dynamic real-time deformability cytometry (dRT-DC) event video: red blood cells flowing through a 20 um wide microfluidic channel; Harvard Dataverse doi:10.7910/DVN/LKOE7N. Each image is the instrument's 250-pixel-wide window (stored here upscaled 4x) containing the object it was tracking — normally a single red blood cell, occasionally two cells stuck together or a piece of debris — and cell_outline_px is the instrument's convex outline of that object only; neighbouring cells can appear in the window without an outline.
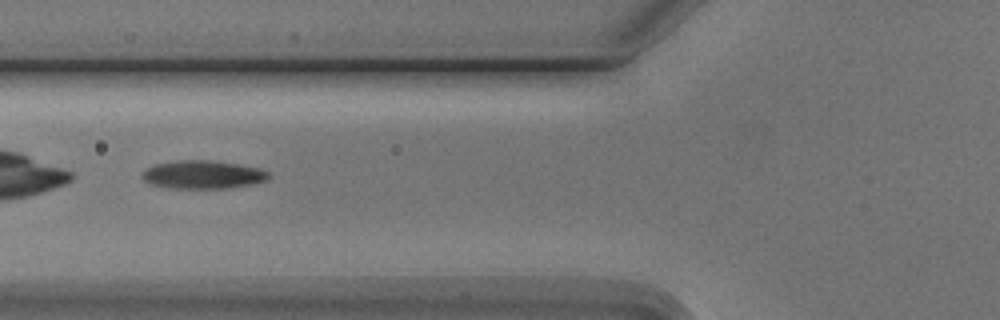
{"species": "Egyptian fruit bat (a non-hibernating species)", "species_latin": "Rousettus aegyptiacus", "temperature_condition": "cold", "stored_images_in_passage": 8, "camera_frame_rate_fps": 3000, "um_per_image_px": 0.085, "animal": {"sex": "male"}, "frame": {"image": 1, "passage_image": 5, "time_ms": 5.667, "image_size_px": [1000, 320], "cell_outline_px": [[272, 176], [268, 180], [252, 184], [228, 188], [168, 188], [148, 184], [140, 176], [144, 168], [156, 164], [180, 160], [212, 160], [240, 164], [260, 168], [268, 172]], "centroid_in_image_um": [17.24, 14.84], "position_along_channel_um": 108.6, "area_um2": 21.15}}
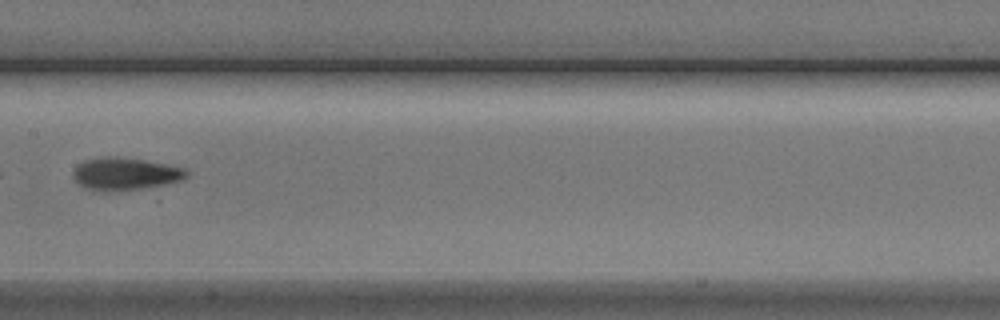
{"frame": {"image": 2, "passage_image": 7, "time_ms": 8.0, "image_size_px": [1000, 320], "cell_outline_px": [[188, 176], [180, 180], [164, 184], [140, 188], [88, 188], [80, 184], [72, 176], [76, 168], [84, 160], [100, 156], [116, 156], [144, 160], [168, 164], [184, 168], [188, 172]], "centroid_in_image_um": [10.69, 14.71], "position_along_channel_um": 196.7, "area_um2": 20.46}}
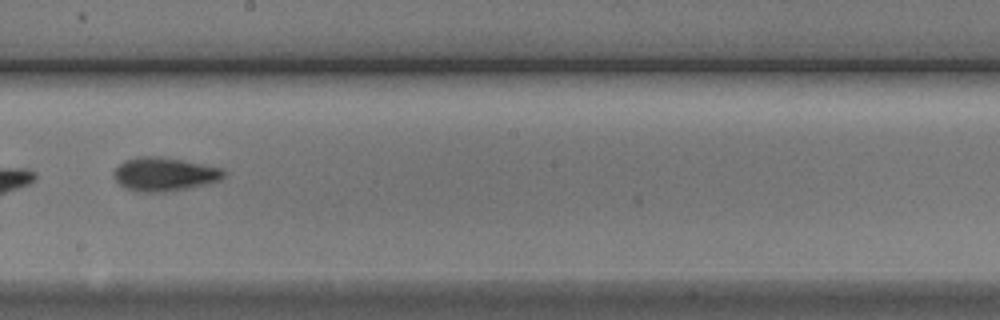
{"frame": {"image": 3, "passage_image": 8, "time_ms": 9.0, "image_size_px": [1000, 320], "cell_outline_px": [[228, 172], [220, 180], [208, 184], [188, 188], [164, 192], [136, 192], [124, 188], [112, 176], [112, 172], [124, 160], [136, 156], [160, 156], [184, 160], [224, 168]], "centroid_in_image_um": [13.98, 14.8], "position_along_channel_um": 234.2, "area_um2": 22.02}}